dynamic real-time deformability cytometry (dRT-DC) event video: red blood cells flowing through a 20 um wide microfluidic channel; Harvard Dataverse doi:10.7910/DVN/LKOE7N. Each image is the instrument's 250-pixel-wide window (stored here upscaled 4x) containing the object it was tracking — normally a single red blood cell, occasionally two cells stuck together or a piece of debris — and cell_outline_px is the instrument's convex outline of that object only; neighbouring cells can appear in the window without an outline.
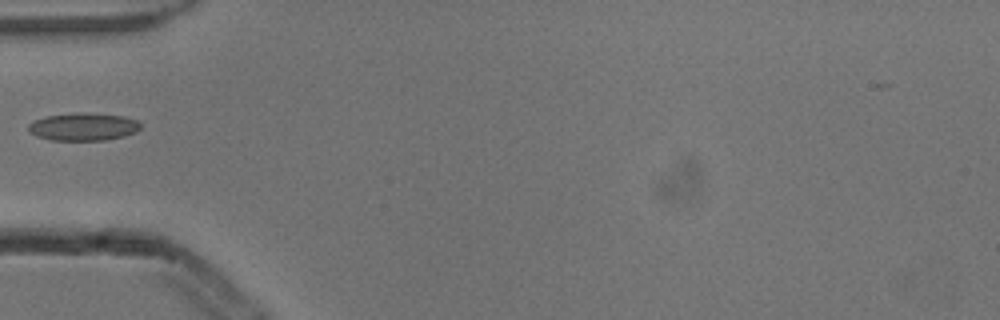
{"species": "common noctule bat (a hibernating species)", "species_latin": "Nyctalus noctula", "temperature_condition": "cold", "stored_images_in_passage": 4, "camera_frame_rate_fps": 3000, "um_per_image_px": 0.085, "animal": {"sex": "male", "body_mass_g": 13.3}, "frame": {"image": 1, "passage_image": 4, "time_ms": 1.0, "image_size_px": [1000, 320], "cell_outline_px": [[140, 128], [136, 132], [124, 136], [104, 140], [52, 140], [36, 136], [28, 132], [28, 124], [44, 116], [124, 116], [136, 120], [140, 124]], "centroid_in_image_um": [7.06, 10.84], "position_along_channel_um": 77.9, "area_um2": 16.94}}